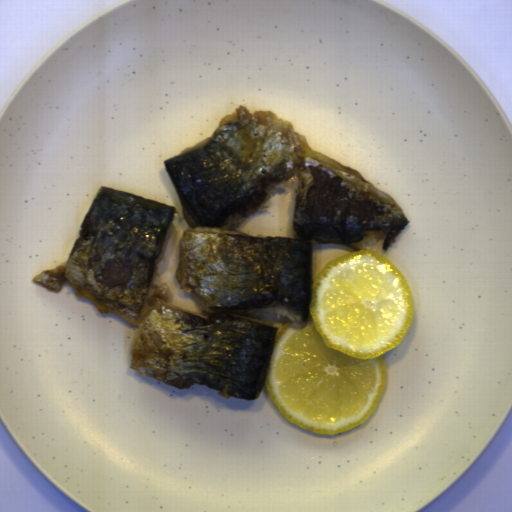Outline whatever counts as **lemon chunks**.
<instances>
[{"label": "lemon chunks", "instance_id": "e0be4373", "mask_svg": "<svg viewBox=\"0 0 512 512\" xmlns=\"http://www.w3.org/2000/svg\"><path fill=\"white\" fill-rule=\"evenodd\" d=\"M407 279L386 254L358 250L329 261L312 280L306 326L276 335L264 379L277 409L318 434L363 424L387 386L382 355L413 320Z\"/></svg>", "mask_w": 512, "mask_h": 512}]
</instances>
